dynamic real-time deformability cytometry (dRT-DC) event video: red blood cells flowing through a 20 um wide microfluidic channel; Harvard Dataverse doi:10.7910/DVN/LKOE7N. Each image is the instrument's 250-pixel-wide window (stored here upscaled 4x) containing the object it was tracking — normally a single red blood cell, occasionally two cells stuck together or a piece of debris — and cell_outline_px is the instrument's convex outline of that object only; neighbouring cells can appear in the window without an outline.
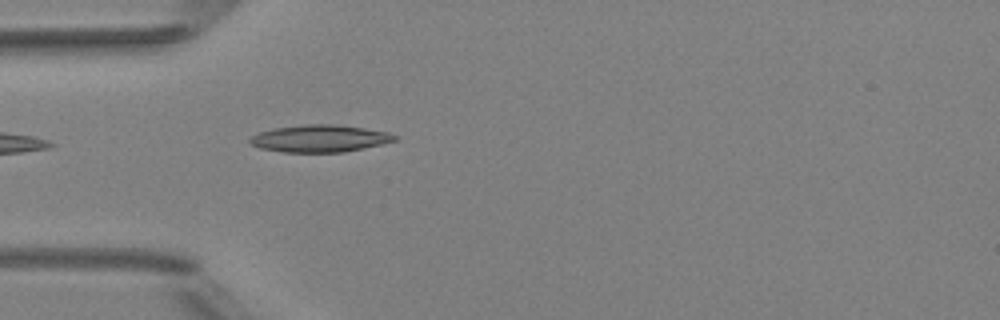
{"species": "Egyptian fruit bat (a non-hibernating species)", "species_latin": "Rousettus aegyptiacus", "temperature_condition": "room temperature", "stored_images_in_passage": 1, "camera_frame_rate_fps": 3000, "um_per_image_px": 0.085, "animal": {"sex": "female"}, "frame": {"image": 1, "passage_image": 1, "time_ms": 0.0, "image_size_px": [1000, 320], "cell_outline_px": [[396, 140], [364, 148], [344, 152], [284, 152], [260, 148], [252, 144], [248, 140], [252, 136], [260, 132], [272, 128], [304, 124], [336, 124], [364, 128], [388, 132], [396, 136]], "centroid_in_image_um": [27.16, 11.76], "position_along_channel_um": 57.8, "area_um2": 22.83}}